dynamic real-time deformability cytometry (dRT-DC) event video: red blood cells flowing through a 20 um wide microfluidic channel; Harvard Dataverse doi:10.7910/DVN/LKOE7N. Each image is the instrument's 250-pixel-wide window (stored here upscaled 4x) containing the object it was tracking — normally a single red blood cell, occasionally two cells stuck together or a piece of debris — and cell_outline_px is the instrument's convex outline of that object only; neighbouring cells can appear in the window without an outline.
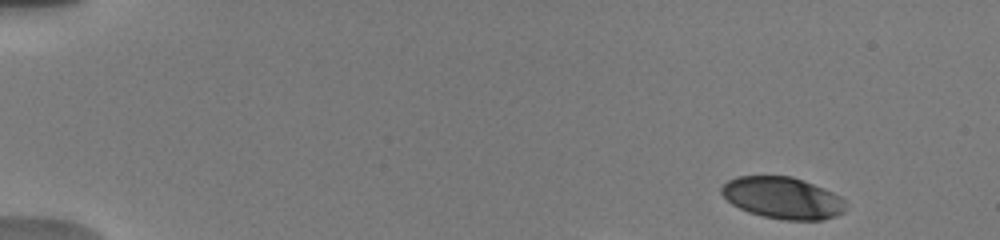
{"species": "human", "species_latin": "Homo sapiens", "temperature_condition": "warm", "stored_images_in_passage": 18, "camera_frame_rate_fps": 3000, "um_per_image_px": 0.085, "donor": {"sex": "male"}, "frame": {"image": 1, "passage_image": 5, "time_ms": 0.667, "image_size_px": [1000, 240], "cell_outline_px": [[844, 212], [836, 216], [824, 220], [784, 220], [764, 216], [748, 212], [732, 204], [720, 192], [720, 188], [728, 180], [736, 176], [792, 176], [824, 188], [840, 196], [844, 200]], "centroid_in_image_um": [66.52, 16.82], "position_along_channel_um": 18.5, "area_um2": 30.17}}